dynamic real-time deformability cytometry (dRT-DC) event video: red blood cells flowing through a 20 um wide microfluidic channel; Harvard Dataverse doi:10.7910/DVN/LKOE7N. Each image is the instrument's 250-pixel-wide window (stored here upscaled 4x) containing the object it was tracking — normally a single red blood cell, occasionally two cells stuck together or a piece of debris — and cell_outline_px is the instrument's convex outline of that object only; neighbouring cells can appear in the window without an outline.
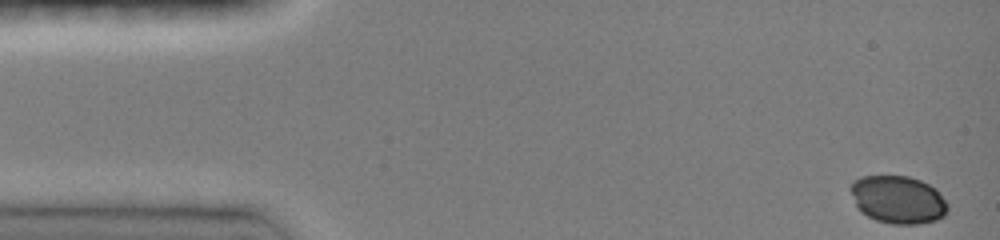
{"species": "common noctule bat (a hibernating species)", "species_latin": "Nyctalus noctula", "temperature_condition": "room temperature", "stored_images_in_passage": 43, "camera_frame_rate_fps": 3000, "um_per_image_px": 0.085, "animal": {"sex": "female", "body_mass_g": 19.0, "forearm_length_mm": 51.5}, "frame": {"image": 1, "passage_image": 1, "time_ms": 0.0, "image_size_px": [1000, 240], "cell_outline_px": [[948, 212], [944, 216], [936, 220], [920, 224], [892, 224], [876, 220], [860, 212], [848, 188], [852, 180], [860, 176], [908, 176], [920, 180], [936, 188], [948, 204]], "centroid_in_image_um": [76.32, 16.96], "position_along_channel_um": 8.7, "area_um2": 27.4}}
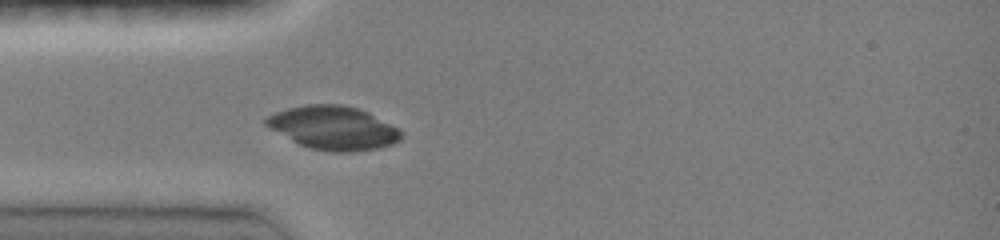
{"frame": {"image": 2, "passage_image": 13, "time_ms": 4.0, "image_size_px": [1000, 240], "cell_outline_px": [[400, 140], [392, 144], [380, 148], [352, 152], [332, 152], [308, 148], [292, 140], [264, 124], [264, 116], [288, 108], [308, 104], [340, 104], [360, 108], [400, 128]], "centroid_in_image_um": [28.35, 10.86], "position_along_channel_um": 56.6, "area_um2": 34.33}}
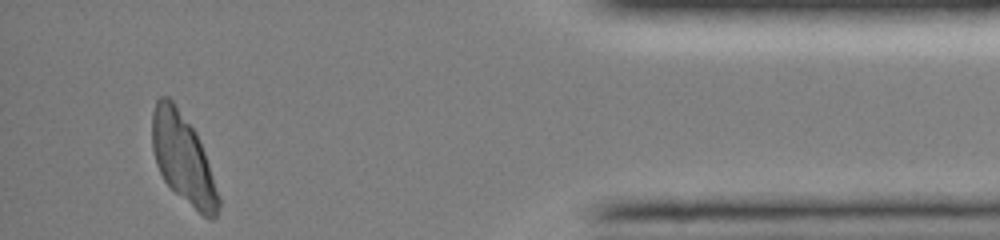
{"frame": {"image": 3, "passage_image": 43, "time_ms": 14.0, "image_size_px": [1000, 240], "cell_outline_px": [[220, 204], [216, 216], [212, 220], [208, 220], [176, 192], [164, 180], [156, 164], [152, 148], [152, 112], [156, 100], [160, 96], [168, 96], [172, 100], [196, 132], [204, 152], [220, 200]], "centroid_in_image_um": [15.53, 13.45], "position_along_channel_um": 419.7, "area_um2": 33.99}}